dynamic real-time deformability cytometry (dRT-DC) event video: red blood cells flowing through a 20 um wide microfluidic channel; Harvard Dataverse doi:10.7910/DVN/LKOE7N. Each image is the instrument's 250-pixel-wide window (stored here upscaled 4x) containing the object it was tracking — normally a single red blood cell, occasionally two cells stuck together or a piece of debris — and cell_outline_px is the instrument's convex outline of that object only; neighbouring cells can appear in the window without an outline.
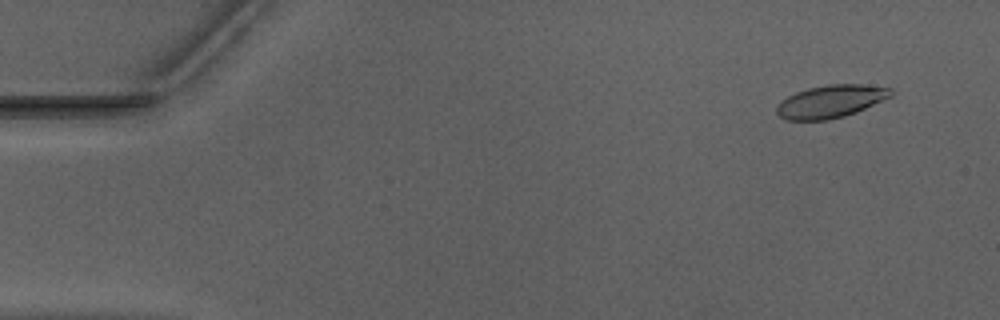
{"species": "Egyptian fruit bat (a non-hibernating species)", "species_latin": "Rousettus aegyptiacus", "temperature_condition": "warm", "stored_images_in_passage": 49, "camera_frame_rate_fps": 3000, "um_per_image_px": 0.085, "animal": {"sex": "male"}, "frame": {"image": 1, "passage_image": 1, "time_ms": 0.0, "image_size_px": [1000, 320], "cell_outline_px": [[892, 96], [856, 112], [844, 116], [828, 120], [788, 120], [780, 116], [776, 112], [776, 104], [780, 100], [796, 92], [808, 88], [828, 84], [860, 84], [892, 88]], "centroid_in_image_um": [70.59, 8.62], "position_along_channel_um": 14.4, "area_um2": 21.79}}
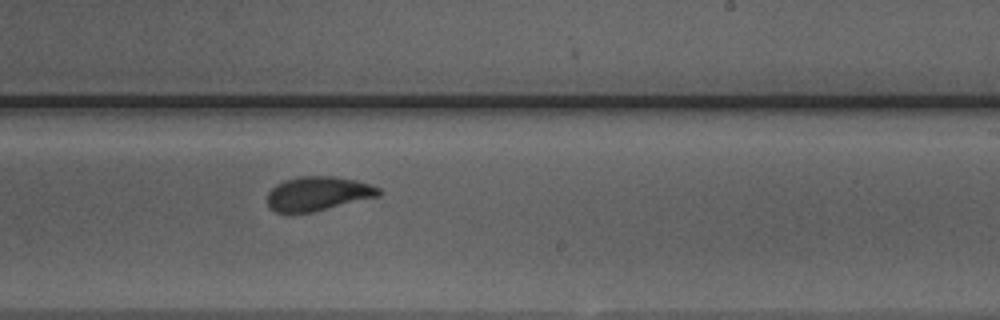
{"frame": {"image": 2, "passage_image": 29, "time_ms": 9.333, "image_size_px": [1000, 320], "cell_outline_px": [[380, 196], [312, 212], [292, 216], [276, 212], [268, 208], [268, 192], [276, 184], [284, 180], [300, 176], [332, 176], [356, 180], [380, 188]], "centroid_in_image_um": [26.96, 16.49], "position_along_channel_um": 262.0, "area_um2": 22.6}}
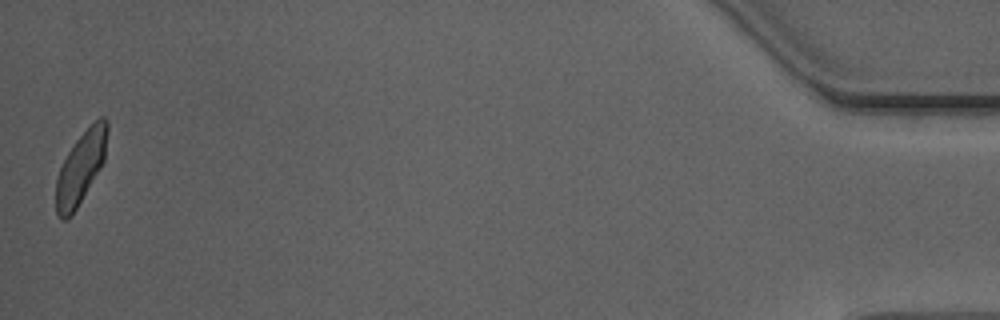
{"frame": {"image": 3, "passage_image": 49, "time_ms": 16.0, "image_size_px": [1000, 320], "cell_outline_px": [[108, 132], [104, 160], [100, 168], [72, 216], [68, 220], [60, 220], [56, 216], [56, 180], [60, 168], [68, 152], [76, 140], [100, 116], [104, 116], [108, 120]], "centroid_in_image_um": [6.86, 14.28], "position_along_channel_um": 428.3, "area_um2": 21.44}, "authors_computed_cell_mechanics": {"area_um2": 22.4842, "velocity_mm_per_s": 3.9377, "shape_relaxation_time_tau1_ms": 3.4268, "shape_relaxation_time_tau2_ms": 0.841, "deformation_change_tau1": 0.1423, "deformation_change_tau2": 0.0482}}